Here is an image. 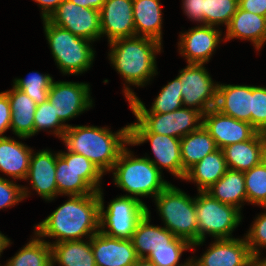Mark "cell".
Returning a JSON list of instances; mask_svg holds the SVG:
<instances>
[{
  "label": "cell",
  "instance_id": "37",
  "mask_svg": "<svg viewBox=\"0 0 266 266\" xmlns=\"http://www.w3.org/2000/svg\"><path fill=\"white\" fill-rule=\"evenodd\" d=\"M238 8V0H205V25L227 27Z\"/></svg>",
  "mask_w": 266,
  "mask_h": 266
},
{
  "label": "cell",
  "instance_id": "1",
  "mask_svg": "<svg viewBox=\"0 0 266 266\" xmlns=\"http://www.w3.org/2000/svg\"><path fill=\"white\" fill-rule=\"evenodd\" d=\"M46 219L34 226L39 237L57 238L54 243L91 238L100 231V199L98 193L70 195Z\"/></svg>",
  "mask_w": 266,
  "mask_h": 266
},
{
  "label": "cell",
  "instance_id": "25",
  "mask_svg": "<svg viewBox=\"0 0 266 266\" xmlns=\"http://www.w3.org/2000/svg\"><path fill=\"white\" fill-rule=\"evenodd\" d=\"M5 93L8 95L10 103L13 134L22 139L33 136L36 102L14 86Z\"/></svg>",
  "mask_w": 266,
  "mask_h": 266
},
{
  "label": "cell",
  "instance_id": "4",
  "mask_svg": "<svg viewBox=\"0 0 266 266\" xmlns=\"http://www.w3.org/2000/svg\"><path fill=\"white\" fill-rule=\"evenodd\" d=\"M134 157L127 147L121 152L111 170L114 184L129 193L125 196L155 198L170 183L162 179V172L149 159Z\"/></svg>",
  "mask_w": 266,
  "mask_h": 266
},
{
  "label": "cell",
  "instance_id": "31",
  "mask_svg": "<svg viewBox=\"0 0 266 266\" xmlns=\"http://www.w3.org/2000/svg\"><path fill=\"white\" fill-rule=\"evenodd\" d=\"M205 192L212 198L240 210L242 203L247 202L244 173L227 169L225 174Z\"/></svg>",
  "mask_w": 266,
  "mask_h": 266
},
{
  "label": "cell",
  "instance_id": "34",
  "mask_svg": "<svg viewBox=\"0 0 266 266\" xmlns=\"http://www.w3.org/2000/svg\"><path fill=\"white\" fill-rule=\"evenodd\" d=\"M243 173L247 202L266 206V160Z\"/></svg>",
  "mask_w": 266,
  "mask_h": 266
},
{
  "label": "cell",
  "instance_id": "6",
  "mask_svg": "<svg viewBox=\"0 0 266 266\" xmlns=\"http://www.w3.org/2000/svg\"><path fill=\"white\" fill-rule=\"evenodd\" d=\"M154 199L166 229L191 244L198 242L195 198L169 184Z\"/></svg>",
  "mask_w": 266,
  "mask_h": 266
},
{
  "label": "cell",
  "instance_id": "13",
  "mask_svg": "<svg viewBox=\"0 0 266 266\" xmlns=\"http://www.w3.org/2000/svg\"><path fill=\"white\" fill-rule=\"evenodd\" d=\"M87 83L66 81L52 82L48 100L54 105V110L59 120L65 124L67 120L80 115L92 107L90 88Z\"/></svg>",
  "mask_w": 266,
  "mask_h": 266
},
{
  "label": "cell",
  "instance_id": "42",
  "mask_svg": "<svg viewBox=\"0 0 266 266\" xmlns=\"http://www.w3.org/2000/svg\"><path fill=\"white\" fill-rule=\"evenodd\" d=\"M183 10L188 18L205 25V0H182Z\"/></svg>",
  "mask_w": 266,
  "mask_h": 266
},
{
  "label": "cell",
  "instance_id": "9",
  "mask_svg": "<svg viewBox=\"0 0 266 266\" xmlns=\"http://www.w3.org/2000/svg\"><path fill=\"white\" fill-rule=\"evenodd\" d=\"M137 122L130 124V133H157L181 139L203 125V113L181 107L169 113H133Z\"/></svg>",
  "mask_w": 266,
  "mask_h": 266
},
{
  "label": "cell",
  "instance_id": "41",
  "mask_svg": "<svg viewBox=\"0 0 266 266\" xmlns=\"http://www.w3.org/2000/svg\"><path fill=\"white\" fill-rule=\"evenodd\" d=\"M28 188L17 185L13 181L0 177V209L18 204L28 197Z\"/></svg>",
  "mask_w": 266,
  "mask_h": 266
},
{
  "label": "cell",
  "instance_id": "17",
  "mask_svg": "<svg viewBox=\"0 0 266 266\" xmlns=\"http://www.w3.org/2000/svg\"><path fill=\"white\" fill-rule=\"evenodd\" d=\"M221 31L211 25L196 26L181 33L178 42L179 52L188 64H203L210 60L221 40Z\"/></svg>",
  "mask_w": 266,
  "mask_h": 266
},
{
  "label": "cell",
  "instance_id": "3",
  "mask_svg": "<svg viewBox=\"0 0 266 266\" xmlns=\"http://www.w3.org/2000/svg\"><path fill=\"white\" fill-rule=\"evenodd\" d=\"M111 64L130 85L144 86L157 74L156 55L161 52L162 43L157 40L134 36L109 43ZM153 75V76H152Z\"/></svg>",
  "mask_w": 266,
  "mask_h": 266
},
{
  "label": "cell",
  "instance_id": "48",
  "mask_svg": "<svg viewBox=\"0 0 266 266\" xmlns=\"http://www.w3.org/2000/svg\"><path fill=\"white\" fill-rule=\"evenodd\" d=\"M132 266H156L150 260L146 258H138Z\"/></svg>",
  "mask_w": 266,
  "mask_h": 266
},
{
  "label": "cell",
  "instance_id": "20",
  "mask_svg": "<svg viewBox=\"0 0 266 266\" xmlns=\"http://www.w3.org/2000/svg\"><path fill=\"white\" fill-rule=\"evenodd\" d=\"M55 173L56 153L47 149L32 152L26 180H31L32 189L46 201H52L58 195Z\"/></svg>",
  "mask_w": 266,
  "mask_h": 266
},
{
  "label": "cell",
  "instance_id": "29",
  "mask_svg": "<svg viewBox=\"0 0 266 266\" xmlns=\"http://www.w3.org/2000/svg\"><path fill=\"white\" fill-rule=\"evenodd\" d=\"M215 140L208 130L202 125L197 130L189 133L180 140V153L183 166V180L186 172L207 154L217 150Z\"/></svg>",
  "mask_w": 266,
  "mask_h": 266
},
{
  "label": "cell",
  "instance_id": "22",
  "mask_svg": "<svg viewBox=\"0 0 266 266\" xmlns=\"http://www.w3.org/2000/svg\"><path fill=\"white\" fill-rule=\"evenodd\" d=\"M215 109L251 124L252 86L218 84Z\"/></svg>",
  "mask_w": 266,
  "mask_h": 266
},
{
  "label": "cell",
  "instance_id": "2",
  "mask_svg": "<svg viewBox=\"0 0 266 266\" xmlns=\"http://www.w3.org/2000/svg\"><path fill=\"white\" fill-rule=\"evenodd\" d=\"M62 140L68 151L85 156L104 174L111 172L125 145H130V125L116 133L106 127L69 125Z\"/></svg>",
  "mask_w": 266,
  "mask_h": 266
},
{
  "label": "cell",
  "instance_id": "32",
  "mask_svg": "<svg viewBox=\"0 0 266 266\" xmlns=\"http://www.w3.org/2000/svg\"><path fill=\"white\" fill-rule=\"evenodd\" d=\"M52 266H96L91 238L88 241L73 240L51 243Z\"/></svg>",
  "mask_w": 266,
  "mask_h": 266
},
{
  "label": "cell",
  "instance_id": "26",
  "mask_svg": "<svg viewBox=\"0 0 266 266\" xmlns=\"http://www.w3.org/2000/svg\"><path fill=\"white\" fill-rule=\"evenodd\" d=\"M125 98L128 100L129 106L133 113H169L175 111L183 106L182 94L180 89V80L176 77L167 85L162 87L159 95L154 100L151 109H146L143 102L136 96V94L125 85Z\"/></svg>",
  "mask_w": 266,
  "mask_h": 266
},
{
  "label": "cell",
  "instance_id": "24",
  "mask_svg": "<svg viewBox=\"0 0 266 266\" xmlns=\"http://www.w3.org/2000/svg\"><path fill=\"white\" fill-rule=\"evenodd\" d=\"M176 236L165 227L150 225V211L137 223L131 242L138 258H146L152 250L170 247Z\"/></svg>",
  "mask_w": 266,
  "mask_h": 266
},
{
  "label": "cell",
  "instance_id": "8",
  "mask_svg": "<svg viewBox=\"0 0 266 266\" xmlns=\"http://www.w3.org/2000/svg\"><path fill=\"white\" fill-rule=\"evenodd\" d=\"M198 194L195 198L198 242L193 243L191 249L203 244L206 234H210L214 239H232L231 233L242 220L241 210L212 198L206 192Z\"/></svg>",
  "mask_w": 266,
  "mask_h": 266
},
{
  "label": "cell",
  "instance_id": "40",
  "mask_svg": "<svg viewBox=\"0 0 266 266\" xmlns=\"http://www.w3.org/2000/svg\"><path fill=\"white\" fill-rule=\"evenodd\" d=\"M265 208L266 206H264V209ZM251 226L252 227H250V230L246 234L245 239L247 241L251 254L254 257L261 254L259 251L260 247L266 248V211L258 215Z\"/></svg>",
  "mask_w": 266,
  "mask_h": 266
},
{
  "label": "cell",
  "instance_id": "49",
  "mask_svg": "<svg viewBox=\"0 0 266 266\" xmlns=\"http://www.w3.org/2000/svg\"><path fill=\"white\" fill-rule=\"evenodd\" d=\"M259 256L257 255L252 258L251 266H266V258L261 260Z\"/></svg>",
  "mask_w": 266,
  "mask_h": 266
},
{
  "label": "cell",
  "instance_id": "47",
  "mask_svg": "<svg viewBox=\"0 0 266 266\" xmlns=\"http://www.w3.org/2000/svg\"><path fill=\"white\" fill-rule=\"evenodd\" d=\"M10 239L0 232V256L5 248L10 245Z\"/></svg>",
  "mask_w": 266,
  "mask_h": 266
},
{
  "label": "cell",
  "instance_id": "12",
  "mask_svg": "<svg viewBox=\"0 0 266 266\" xmlns=\"http://www.w3.org/2000/svg\"><path fill=\"white\" fill-rule=\"evenodd\" d=\"M48 20L72 34L90 40L101 38L100 11L63 0Z\"/></svg>",
  "mask_w": 266,
  "mask_h": 266
},
{
  "label": "cell",
  "instance_id": "16",
  "mask_svg": "<svg viewBox=\"0 0 266 266\" xmlns=\"http://www.w3.org/2000/svg\"><path fill=\"white\" fill-rule=\"evenodd\" d=\"M199 259L191 258L194 266H251L253 255L246 239H216Z\"/></svg>",
  "mask_w": 266,
  "mask_h": 266
},
{
  "label": "cell",
  "instance_id": "35",
  "mask_svg": "<svg viewBox=\"0 0 266 266\" xmlns=\"http://www.w3.org/2000/svg\"><path fill=\"white\" fill-rule=\"evenodd\" d=\"M53 82L49 74L39 72L29 73L27 78H17L14 80V87L26 93L37 105L48 100L49 89Z\"/></svg>",
  "mask_w": 266,
  "mask_h": 266
},
{
  "label": "cell",
  "instance_id": "5",
  "mask_svg": "<svg viewBox=\"0 0 266 266\" xmlns=\"http://www.w3.org/2000/svg\"><path fill=\"white\" fill-rule=\"evenodd\" d=\"M44 32L57 66L65 74L78 75L91 67L95 51L91 41L43 19Z\"/></svg>",
  "mask_w": 266,
  "mask_h": 266
},
{
  "label": "cell",
  "instance_id": "21",
  "mask_svg": "<svg viewBox=\"0 0 266 266\" xmlns=\"http://www.w3.org/2000/svg\"><path fill=\"white\" fill-rule=\"evenodd\" d=\"M228 169L245 172L265 160L266 134L258 132L253 138L222 148Z\"/></svg>",
  "mask_w": 266,
  "mask_h": 266
},
{
  "label": "cell",
  "instance_id": "45",
  "mask_svg": "<svg viewBox=\"0 0 266 266\" xmlns=\"http://www.w3.org/2000/svg\"><path fill=\"white\" fill-rule=\"evenodd\" d=\"M38 3L42 10V18L48 19L49 16L58 8L63 0H34Z\"/></svg>",
  "mask_w": 266,
  "mask_h": 266
},
{
  "label": "cell",
  "instance_id": "19",
  "mask_svg": "<svg viewBox=\"0 0 266 266\" xmlns=\"http://www.w3.org/2000/svg\"><path fill=\"white\" fill-rule=\"evenodd\" d=\"M96 266H132L138 259L131 239L109 237L98 232L91 237Z\"/></svg>",
  "mask_w": 266,
  "mask_h": 266
},
{
  "label": "cell",
  "instance_id": "23",
  "mask_svg": "<svg viewBox=\"0 0 266 266\" xmlns=\"http://www.w3.org/2000/svg\"><path fill=\"white\" fill-rule=\"evenodd\" d=\"M225 41L238 38L250 40L260 50L266 42V17L242 10L239 6L226 27Z\"/></svg>",
  "mask_w": 266,
  "mask_h": 266
},
{
  "label": "cell",
  "instance_id": "43",
  "mask_svg": "<svg viewBox=\"0 0 266 266\" xmlns=\"http://www.w3.org/2000/svg\"><path fill=\"white\" fill-rule=\"evenodd\" d=\"M11 128V109L8 95L5 92H0V137H5L2 134Z\"/></svg>",
  "mask_w": 266,
  "mask_h": 266
},
{
  "label": "cell",
  "instance_id": "28",
  "mask_svg": "<svg viewBox=\"0 0 266 266\" xmlns=\"http://www.w3.org/2000/svg\"><path fill=\"white\" fill-rule=\"evenodd\" d=\"M159 0H133L136 36L148 37L162 43V12Z\"/></svg>",
  "mask_w": 266,
  "mask_h": 266
},
{
  "label": "cell",
  "instance_id": "18",
  "mask_svg": "<svg viewBox=\"0 0 266 266\" xmlns=\"http://www.w3.org/2000/svg\"><path fill=\"white\" fill-rule=\"evenodd\" d=\"M101 35L108 42L136 36L133 16V0H105L100 10Z\"/></svg>",
  "mask_w": 266,
  "mask_h": 266
},
{
  "label": "cell",
  "instance_id": "14",
  "mask_svg": "<svg viewBox=\"0 0 266 266\" xmlns=\"http://www.w3.org/2000/svg\"><path fill=\"white\" fill-rule=\"evenodd\" d=\"M180 140L179 138L157 133H130V145H140L149 141L155 158H145L149 159L160 171L164 167L175 177L183 180Z\"/></svg>",
  "mask_w": 266,
  "mask_h": 266
},
{
  "label": "cell",
  "instance_id": "7",
  "mask_svg": "<svg viewBox=\"0 0 266 266\" xmlns=\"http://www.w3.org/2000/svg\"><path fill=\"white\" fill-rule=\"evenodd\" d=\"M103 173L88 158L71 151L56 153L58 195H89L101 189Z\"/></svg>",
  "mask_w": 266,
  "mask_h": 266
},
{
  "label": "cell",
  "instance_id": "46",
  "mask_svg": "<svg viewBox=\"0 0 266 266\" xmlns=\"http://www.w3.org/2000/svg\"><path fill=\"white\" fill-rule=\"evenodd\" d=\"M76 5H80L83 8H92L95 10H101L105 0H69Z\"/></svg>",
  "mask_w": 266,
  "mask_h": 266
},
{
  "label": "cell",
  "instance_id": "33",
  "mask_svg": "<svg viewBox=\"0 0 266 266\" xmlns=\"http://www.w3.org/2000/svg\"><path fill=\"white\" fill-rule=\"evenodd\" d=\"M34 236L4 266H52V250L49 241L42 240L37 234Z\"/></svg>",
  "mask_w": 266,
  "mask_h": 266
},
{
  "label": "cell",
  "instance_id": "27",
  "mask_svg": "<svg viewBox=\"0 0 266 266\" xmlns=\"http://www.w3.org/2000/svg\"><path fill=\"white\" fill-rule=\"evenodd\" d=\"M32 149L10 137H0V172L26 180Z\"/></svg>",
  "mask_w": 266,
  "mask_h": 266
},
{
  "label": "cell",
  "instance_id": "36",
  "mask_svg": "<svg viewBox=\"0 0 266 266\" xmlns=\"http://www.w3.org/2000/svg\"><path fill=\"white\" fill-rule=\"evenodd\" d=\"M192 244L180 237H176L171 243L170 247H160L156 250H152L146 259L150 260L156 266H188L191 263V259L179 264V260L183 251L190 250Z\"/></svg>",
  "mask_w": 266,
  "mask_h": 266
},
{
  "label": "cell",
  "instance_id": "44",
  "mask_svg": "<svg viewBox=\"0 0 266 266\" xmlns=\"http://www.w3.org/2000/svg\"><path fill=\"white\" fill-rule=\"evenodd\" d=\"M238 6L242 10L266 17V0H238Z\"/></svg>",
  "mask_w": 266,
  "mask_h": 266
},
{
  "label": "cell",
  "instance_id": "38",
  "mask_svg": "<svg viewBox=\"0 0 266 266\" xmlns=\"http://www.w3.org/2000/svg\"><path fill=\"white\" fill-rule=\"evenodd\" d=\"M52 129L53 133L62 139L67 125H64L54 110V105L49 100L37 105L34 114V135L40 130Z\"/></svg>",
  "mask_w": 266,
  "mask_h": 266
},
{
  "label": "cell",
  "instance_id": "39",
  "mask_svg": "<svg viewBox=\"0 0 266 266\" xmlns=\"http://www.w3.org/2000/svg\"><path fill=\"white\" fill-rule=\"evenodd\" d=\"M251 125L266 134V87L252 86Z\"/></svg>",
  "mask_w": 266,
  "mask_h": 266
},
{
  "label": "cell",
  "instance_id": "30",
  "mask_svg": "<svg viewBox=\"0 0 266 266\" xmlns=\"http://www.w3.org/2000/svg\"><path fill=\"white\" fill-rule=\"evenodd\" d=\"M227 165L222 149L207 154L201 161L191 167L184 180L197 183L198 192H205L226 172Z\"/></svg>",
  "mask_w": 266,
  "mask_h": 266
},
{
  "label": "cell",
  "instance_id": "15",
  "mask_svg": "<svg viewBox=\"0 0 266 266\" xmlns=\"http://www.w3.org/2000/svg\"><path fill=\"white\" fill-rule=\"evenodd\" d=\"M203 126L219 149L233 143L247 141L258 133L250 123L226 116L215 108L203 114Z\"/></svg>",
  "mask_w": 266,
  "mask_h": 266
},
{
  "label": "cell",
  "instance_id": "11",
  "mask_svg": "<svg viewBox=\"0 0 266 266\" xmlns=\"http://www.w3.org/2000/svg\"><path fill=\"white\" fill-rule=\"evenodd\" d=\"M179 72L184 107H193L203 114L215 108L218 84L213 82L203 64H188Z\"/></svg>",
  "mask_w": 266,
  "mask_h": 266
},
{
  "label": "cell",
  "instance_id": "10",
  "mask_svg": "<svg viewBox=\"0 0 266 266\" xmlns=\"http://www.w3.org/2000/svg\"><path fill=\"white\" fill-rule=\"evenodd\" d=\"M97 193L100 199V232L113 238L131 239L148 207L140 199L123 195L113 199L105 210L101 189Z\"/></svg>",
  "mask_w": 266,
  "mask_h": 266
}]
</instances>
